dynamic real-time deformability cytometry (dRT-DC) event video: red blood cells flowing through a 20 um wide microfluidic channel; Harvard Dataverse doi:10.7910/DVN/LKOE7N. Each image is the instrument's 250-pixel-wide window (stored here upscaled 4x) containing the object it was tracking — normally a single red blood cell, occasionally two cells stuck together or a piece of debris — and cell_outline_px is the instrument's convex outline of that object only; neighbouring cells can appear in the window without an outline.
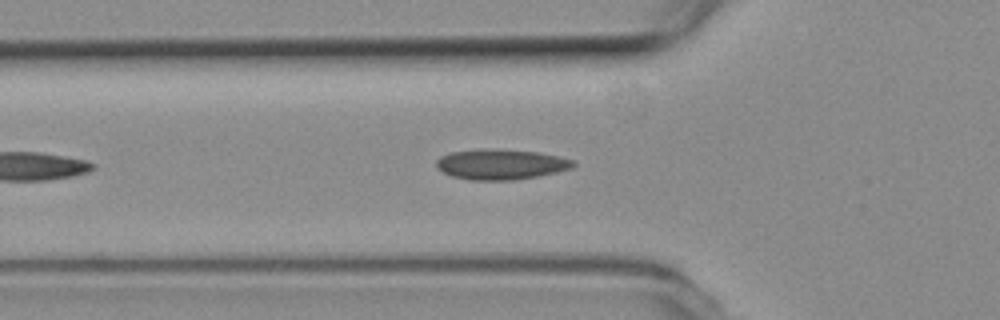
{"species": "common noctule bat (a hibernating species)", "species_latin": "Nyctalus noctula", "temperature_condition": "room temperature", "stored_images_in_passage": 17, "camera_frame_rate_fps": 3000, "um_per_image_px": 0.085, "animal": {"sex": "female", "body_mass_g": 19.3, "forearm_length_mm": 54.1}, "frame": {"image": 1, "passage_image": 6, "time_ms": 1.667, "image_size_px": [1000, 320], "cell_outline_px": [[576, 164], [572, 168], [556, 172], [536, 176], [512, 180], [468, 180], [452, 176], [444, 172], [436, 164], [436, 160], [440, 156], [452, 152], [536, 152], [576, 160]], "centroid_in_image_um": [42.62, 14.03], "position_along_channel_um": 83.2, "area_um2": 22.77}}
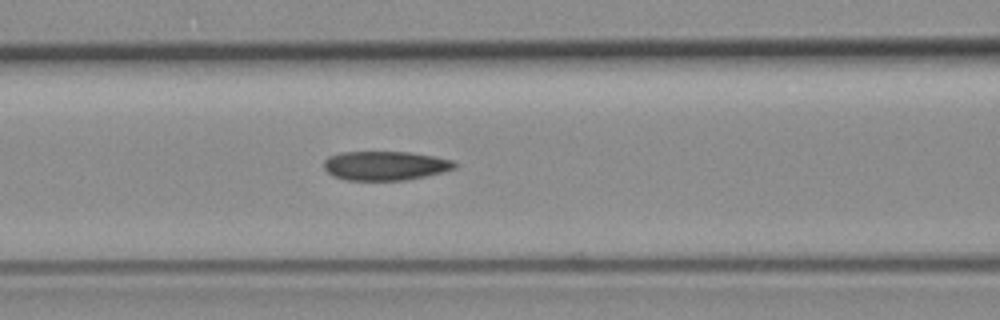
{"frame": {"image": 2, "passage_image": 10, "time_ms": 3.0, "image_size_px": [1000, 320], "cell_outline_px": [[460, 164], [456, 168], [428, 176], [408, 180], [348, 180], [332, 176], [324, 168], [324, 160], [328, 156], [340, 152], [412, 152], [436, 156], [452, 160]], "centroid_in_image_um": [32.79, 14.08], "position_along_channel_um": 133.8, "area_um2": 22.54}}
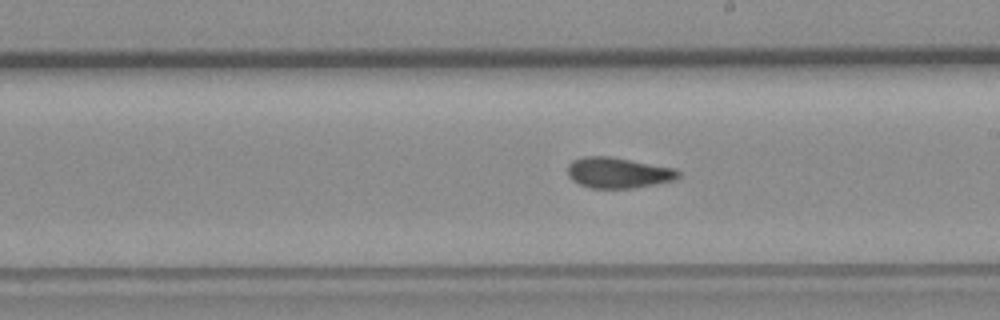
{"frame": {"image": 3, "passage_image": 15, "time_ms": 4.667, "image_size_px": [1000, 320], "cell_outline_px": [[680, 176], [676, 180], [656, 184], [632, 188], [592, 188], [580, 184], [572, 180], [568, 176], [568, 164], [572, 160], [584, 156], [612, 156], [676, 168], [680, 172]], "centroid_in_image_um": [52.57, 14.67], "position_along_channel_um": 236.4, "area_um2": 20.06}}